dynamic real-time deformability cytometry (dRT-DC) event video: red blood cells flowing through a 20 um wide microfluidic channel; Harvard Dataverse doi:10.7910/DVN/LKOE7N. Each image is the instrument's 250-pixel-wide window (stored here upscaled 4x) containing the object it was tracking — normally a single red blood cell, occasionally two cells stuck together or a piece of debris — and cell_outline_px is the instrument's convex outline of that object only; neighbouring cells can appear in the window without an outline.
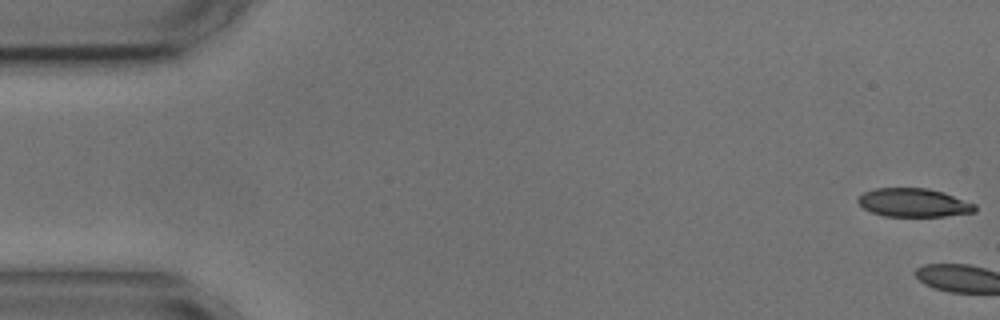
{"species": "common noctule bat (a hibernating species)", "species_latin": "Nyctalus noctula", "temperature_condition": "cold", "stored_images_in_passage": 7, "segment_of_instrument_passage": [1, 2], "camera_frame_rate_fps": 3000, "um_per_image_px": 0.085, "animal": {"sex": "male", "body_mass_g": 17.9, "forearm_length_mm": 54.2}, "frame": {"image": 1, "passage_image": 1, "time_ms": 0.0, "image_size_px": [1000, 320], "cell_outline_px": [[976, 212], [944, 216], [884, 216], [872, 212], [864, 208], [856, 200], [864, 192], [876, 188], [928, 188], [944, 192], [976, 204]], "centroid_in_image_um": [77.69, 17.22], "position_along_channel_um": 7.3, "area_um2": 19.42}}
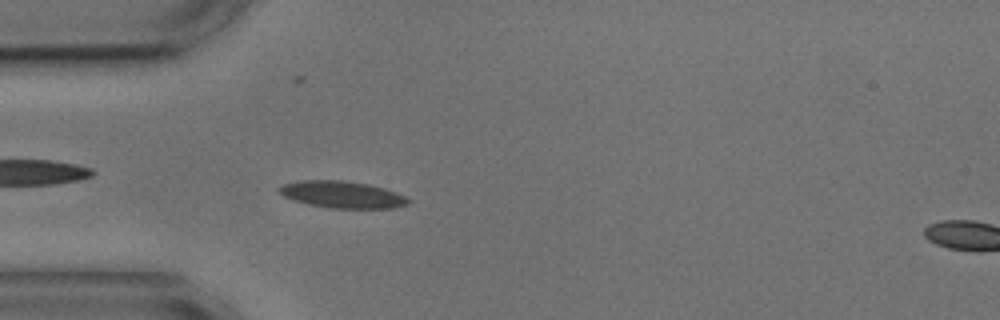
{"frame": {"image": 2, "passage_image": 6, "time_ms": 5.667, "image_size_px": [1000, 320], "cell_outline_px": [[412, 200], [408, 204], [392, 208], [328, 208], [308, 204], [284, 196], [276, 188], [280, 184], [300, 180], [344, 180], [368, 184], [384, 188], [396, 192]], "centroid_in_image_um": [29.07, 16.53], "position_along_channel_um": 55.9, "area_um2": 20.29}}